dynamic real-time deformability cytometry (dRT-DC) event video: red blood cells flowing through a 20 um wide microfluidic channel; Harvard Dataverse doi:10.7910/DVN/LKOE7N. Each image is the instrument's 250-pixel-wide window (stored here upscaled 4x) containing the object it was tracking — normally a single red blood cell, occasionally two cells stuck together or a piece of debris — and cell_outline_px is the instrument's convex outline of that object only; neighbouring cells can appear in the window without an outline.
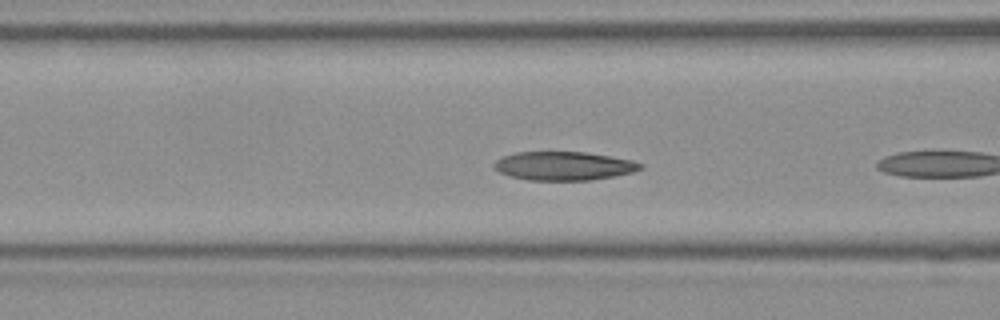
{"species": "Egyptian fruit bat (a non-hibernating species)", "species_latin": "Rousettus aegyptiacus", "temperature_condition": "room temperature", "stored_images_in_passage": 6, "camera_frame_rate_fps": 3000, "um_per_image_px": 0.085, "frame": {"image": 1, "passage_image": 4, "time_ms": 1.0, "image_size_px": [1000, 320], "cell_outline_px": [[644, 168], [632, 172], [616, 176], [588, 180], [528, 180], [512, 176], [500, 172], [492, 164], [496, 160], [504, 156], [516, 152], [584, 152], [632, 160], [644, 164]], "centroid_in_image_um": [47.95, 14.1], "position_along_channel_um": 118.6, "area_um2": 24.28}}